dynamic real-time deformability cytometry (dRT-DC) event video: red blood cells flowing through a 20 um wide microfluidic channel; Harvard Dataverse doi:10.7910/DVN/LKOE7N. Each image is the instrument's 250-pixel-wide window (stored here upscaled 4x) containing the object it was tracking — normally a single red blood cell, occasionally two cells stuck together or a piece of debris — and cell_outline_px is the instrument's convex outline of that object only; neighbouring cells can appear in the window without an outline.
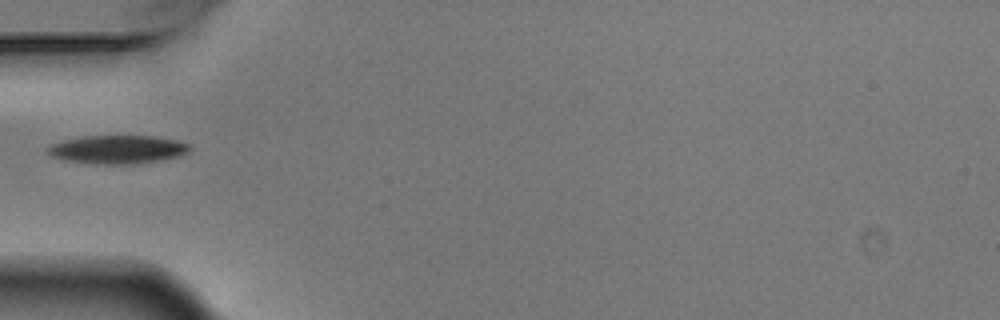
{"species": "Egyptian fruit bat (a non-hibernating species)", "species_latin": "Rousettus aegyptiacus", "temperature_condition": "warm", "stored_images_in_passage": 1, "camera_frame_rate_fps": 3000, "um_per_image_px": 0.085, "animal": {"sex": "male"}, "frame": {"image": 1, "passage_image": 1, "time_ms": 0.0, "image_size_px": [1000, 320], "cell_outline_px": [[192, 148], [188, 152], [180, 156], [160, 160], [132, 164], [92, 164], [64, 160], [52, 156], [44, 148], [52, 144], [64, 140], [84, 136], [152, 136], [176, 140], [188, 144]], "centroid_in_image_um": [9.98, 12.71], "position_along_channel_um": 75.0, "area_um2": 23.52}}